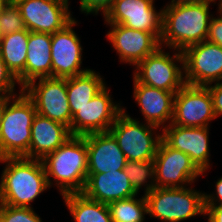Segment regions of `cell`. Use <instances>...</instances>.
Wrapping results in <instances>:
<instances>
[{"instance_id": "17", "label": "cell", "mask_w": 222, "mask_h": 222, "mask_svg": "<svg viewBox=\"0 0 222 222\" xmlns=\"http://www.w3.org/2000/svg\"><path fill=\"white\" fill-rule=\"evenodd\" d=\"M109 25L112 30L106 36L119 54L121 62L136 66L161 46L152 33L127 28L121 24Z\"/></svg>"}, {"instance_id": "32", "label": "cell", "mask_w": 222, "mask_h": 222, "mask_svg": "<svg viewBox=\"0 0 222 222\" xmlns=\"http://www.w3.org/2000/svg\"><path fill=\"white\" fill-rule=\"evenodd\" d=\"M206 41L222 47V15L210 21Z\"/></svg>"}, {"instance_id": "10", "label": "cell", "mask_w": 222, "mask_h": 222, "mask_svg": "<svg viewBox=\"0 0 222 222\" xmlns=\"http://www.w3.org/2000/svg\"><path fill=\"white\" fill-rule=\"evenodd\" d=\"M185 83L207 86L222 80V47L202 41L183 51Z\"/></svg>"}, {"instance_id": "3", "label": "cell", "mask_w": 222, "mask_h": 222, "mask_svg": "<svg viewBox=\"0 0 222 222\" xmlns=\"http://www.w3.org/2000/svg\"><path fill=\"white\" fill-rule=\"evenodd\" d=\"M42 163L49 187L54 177L61 195L82 193L88 174V151L85 136H72L54 152L47 154Z\"/></svg>"}, {"instance_id": "39", "label": "cell", "mask_w": 222, "mask_h": 222, "mask_svg": "<svg viewBox=\"0 0 222 222\" xmlns=\"http://www.w3.org/2000/svg\"><path fill=\"white\" fill-rule=\"evenodd\" d=\"M218 6H219L218 11H219L220 15H222V0L220 1Z\"/></svg>"}, {"instance_id": "1", "label": "cell", "mask_w": 222, "mask_h": 222, "mask_svg": "<svg viewBox=\"0 0 222 222\" xmlns=\"http://www.w3.org/2000/svg\"><path fill=\"white\" fill-rule=\"evenodd\" d=\"M6 167L1 176L0 204L32 208V202L48 187L42 160L25 157H5Z\"/></svg>"}, {"instance_id": "12", "label": "cell", "mask_w": 222, "mask_h": 222, "mask_svg": "<svg viewBox=\"0 0 222 222\" xmlns=\"http://www.w3.org/2000/svg\"><path fill=\"white\" fill-rule=\"evenodd\" d=\"M212 98L207 86L185 84L174 98L172 123L182 127H208L215 119Z\"/></svg>"}, {"instance_id": "33", "label": "cell", "mask_w": 222, "mask_h": 222, "mask_svg": "<svg viewBox=\"0 0 222 222\" xmlns=\"http://www.w3.org/2000/svg\"><path fill=\"white\" fill-rule=\"evenodd\" d=\"M212 98L213 110L215 117L222 115V82L217 83L213 86L207 85Z\"/></svg>"}, {"instance_id": "16", "label": "cell", "mask_w": 222, "mask_h": 222, "mask_svg": "<svg viewBox=\"0 0 222 222\" xmlns=\"http://www.w3.org/2000/svg\"><path fill=\"white\" fill-rule=\"evenodd\" d=\"M166 127V128H165ZM208 127L163 126L162 139L172 148L186 153L204 173L209 167Z\"/></svg>"}, {"instance_id": "5", "label": "cell", "mask_w": 222, "mask_h": 222, "mask_svg": "<svg viewBox=\"0 0 222 222\" xmlns=\"http://www.w3.org/2000/svg\"><path fill=\"white\" fill-rule=\"evenodd\" d=\"M147 212L164 222H179L205 214L204 193L190 188H157L145 194Z\"/></svg>"}, {"instance_id": "34", "label": "cell", "mask_w": 222, "mask_h": 222, "mask_svg": "<svg viewBox=\"0 0 222 222\" xmlns=\"http://www.w3.org/2000/svg\"><path fill=\"white\" fill-rule=\"evenodd\" d=\"M216 192L217 196L214 197L212 195L204 194V206H222V177L216 182ZM215 199L219 201V205H217Z\"/></svg>"}, {"instance_id": "24", "label": "cell", "mask_w": 222, "mask_h": 222, "mask_svg": "<svg viewBox=\"0 0 222 222\" xmlns=\"http://www.w3.org/2000/svg\"><path fill=\"white\" fill-rule=\"evenodd\" d=\"M104 87L103 79L93 70L67 78V97L71 116L91 101Z\"/></svg>"}, {"instance_id": "15", "label": "cell", "mask_w": 222, "mask_h": 222, "mask_svg": "<svg viewBox=\"0 0 222 222\" xmlns=\"http://www.w3.org/2000/svg\"><path fill=\"white\" fill-rule=\"evenodd\" d=\"M75 19L64 29L51 35L52 77L69 78L83 74L90 69H80L82 47L72 27Z\"/></svg>"}, {"instance_id": "14", "label": "cell", "mask_w": 222, "mask_h": 222, "mask_svg": "<svg viewBox=\"0 0 222 222\" xmlns=\"http://www.w3.org/2000/svg\"><path fill=\"white\" fill-rule=\"evenodd\" d=\"M122 111L120 106L112 102L105 86L72 116L70 132L73 136L108 132Z\"/></svg>"}, {"instance_id": "36", "label": "cell", "mask_w": 222, "mask_h": 222, "mask_svg": "<svg viewBox=\"0 0 222 222\" xmlns=\"http://www.w3.org/2000/svg\"><path fill=\"white\" fill-rule=\"evenodd\" d=\"M13 98V96H0V126L3 120V116H4V111L6 108V105L8 103L9 100H11Z\"/></svg>"}, {"instance_id": "27", "label": "cell", "mask_w": 222, "mask_h": 222, "mask_svg": "<svg viewBox=\"0 0 222 222\" xmlns=\"http://www.w3.org/2000/svg\"><path fill=\"white\" fill-rule=\"evenodd\" d=\"M124 172L129 178L132 188L136 193L139 189L147 183V178H151L153 182L147 184L145 188V194L150 193L155 188V172H154V162L153 161H127L124 167Z\"/></svg>"}, {"instance_id": "2", "label": "cell", "mask_w": 222, "mask_h": 222, "mask_svg": "<svg viewBox=\"0 0 222 222\" xmlns=\"http://www.w3.org/2000/svg\"><path fill=\"white\" fill-rule=\"evenodd\" d=\"M209 3H186L166 5L162 10V35L160 45L165 43L177 51L206 41L209 24Z\"/></svg>"}, {"instance_id": "20", "label": "cell", "mask_w": 222, "mask_h": 222, "mask_svg": "<svg viewBox=\"0 0 222 222\" xmlns=\"http://www.w3.org/2000/svg\"><path fill=\"white\" fill-rule=\"evenodd\" d=\"M29 159L42 160L73 135L68 126L36 114L31 126Z\"/></svg>"}, {"instance_id": "29", "label": "cell", "mask_w": 222, "mask_h": 222, "mask_svg": "<svg viewBox=\"0 0 222 222\" xmlns=\"http://www.w3.org/2000/svg\"><path fill=\"white\" fill-rule=\"evenodd\" d=\"M0 222H42L33 208L0 204Z\"/></svg>"}, {"instance_id": "8", "label": "cell", "mask_w": 222, "mask_h": 222, "mask_svg": "<svg viewBox=\"0 0 222 222\" xmlns=\"http://www.w3.org/2000/svg\"><path fill=\"white\" fill-rule=\"evenodd\" d=\"M22 89L34 103L37 114L60 122L70 129L71 110L67 97V78H39ZM27 91V92H26Z\"/></svg>"}, {"instance_id": "23", "label": "cell", "mask_w": 222, "mask_h": 222, "mask_svg": "<svg viewBox=\"0 0 222 222\" xmlns=\"http://www.w3.org/2000/svg\"><path fill=\"white\" fill-rule=\"evenodd\" d=\"M29 31L22 30L0 37V54L8 69L25 86V64L28 52Z\"/></svg>"}, {"instance_id": "22", "label": "cell", "mask_w": 222, "mask_h": 222, "mask_svg": "<svg viewBox=\"0 0 222 222\" xmlns=\"http://www.w3.org/2000/svg\"><path fill=\"white\" fill-rule=\"evenodd\" d=\"M47 77H52L51 34L29 31L25 85Z\"/></svg>"}, {"instance_id": "19", "label": "cell", "mask_w": 222, "mask_h": 222, "mask_svg": "<svg viewBox=\"0 0 222 222\" xmlns=\"http://www.w3.org/2000/svg\"><path fill=\"white\" fill-rule=\"evenodd\" d=\"M82 193L91 200L105 204L137 196L123 169L108 173H88Z\"/></svg>"}, {"instance_id": "26", "label": "cell", "mask_w": 222, "mask_h": 222, "mask_svg": "<svg viewBox=\"0 0 222 222\" xmlns=\"http://www.w3.org/2000/svg\"><path fill=\"white\" fill-rule=\"evenodd\" d=\"M112 222H143L147 212V201L144 197H131L112 201L107 204Z\"/></svg>"}, {"instance_id": "30", "label": "cell", "mask_w": 222, "mask_h": 222, "mask_svg": "<svg viewBox=\"0 0 222 222\" xmlns=\"http://www.w3.org/2000/svg\"><path fill=\"white\" fill-rule=\"evenodd\" d=\"M15 81L18 83V79L8 69L0 54V96H5V94L6 96H15L13 95Z\"/></svg>"}, {"instance_id": "37", "label": "cell", "mask_w": 222, "mask_h": 222, "mask_svg": "<svg viewBox=\"0 0 222 222\" xmlns=\"http://www.w3.org/2000/svg\"><path fill=\"white\" fill-rule=\"evenodd\" d=\"M215 0H171L169 5L186 4V3H211Z\"/></svg>"}, {"instance_id": "35", "label": "cell", "mask_w": 222, "mask_h": 222, "mask_svg": "<svg viewBox=\"0 0 222 222\" xmlns=\"http://www.w3.org/2000/svg\"><path fill=\"white\" fill-rule=\"evenodd\" d=\"M208 222H222V206H205Z\"/></svg>"}, {"instance_id": "6", "label": "cell", "mask_w": 222, "mask_h": 222, "mask_svg": "<svg viewBox=\"0 0 222 222\" xmlns=\"http://www.w3.org/2000/svg\"><path fill=\"white\" fill-rule=\"evenodd\" d=\"M158 127L139 123L125 113L119 114L109 132L116 139L127 161H153L162 135L153 137L152 130Z\"/></svg>"}, {"instance_id": "28", "label": "cell", "mask_w": 222, "mask_h": 222, "mask_svg": "<svg viewBox=\"0 0 222 222\" xmlns=\"http://www.w3.org/2000/svg\"><path fill=\"white\" fill-rule=\"evenodd\" d=\"M22 30H27V28L19 7L13 0H9L0 9V37Z\"/></svg>"}, {"instance_id": "4", "label": "cell", "mask_w": 222, "mask_h": 222, "mask_svg": "<svg viewBox=\"0 0 222 222\" xmlns=\"http://www.w3.org/2000/svg\"><path fill=\"white\" fill-rule=\"evenodd\" d=\"M8 101L0 126V159L5 157L29 158L31 126L37 114L34 103L20 90L18 97ZM10 105V106H9Z\"/></svg>"}, {"instance_id": "31", "label": "cell", "mask_w": 222, "mask_h": 222, "mask_svg": "<svg viewBox=\"0 0 222 222\" xmlns=\"http://www.w3.org/2000/svg\"><path fill=\"white\" fill-rule=\"evenodd\" d=\"M115 0H80V9L85 13L103 12V15L112 6Z\"/></svg>"}, {"instance_id": "38", "label": "cell", "mask_w": 222, "mask_h": 222, "mask_svg": "<svg viewBox=\"0 0 222 222\" xmlns=\"http://www.w3.org/2000/svg\"><path fill=\"white\" fill-rule=\"evenodd\" d=\"M9 0H0V9L8 2Z\"/></svg>"}, {"instance_id": "13", "label": "cell", "mask_w": 222, "mask_h": 222, "mask_svg": "<svg viewBox=\"0 0 222 222\" xmlns=\"http://www.w3.org/2000/svg\"><path fill=\"white\" fill-rule=\"evenodd\" d=\"M30 32L53 34L64 29L74 19L68 10V1L13 0Z\"/></svg>"}, {"instance_id": "9", "label": "cell", "mask_w": 222, "mask_h": 222, "mask_svg": "<svg viewBox=\"0 0 222 222\" xmlns=\"http://www.w3.org/2000/svg\"><path fill=\"white\" fill-rule=\"evenodd\" d=\"M153 162L157 188L185 187L183 184H190L203 174L186 153L170 147L163 139Z\"/></svg>"}, {"instance_id": "18", "label": "cell", "mask_w": 222, "mask_h": 222, "mask_svg": "<svg viewBox=\"0 0 222 222\" xmlns=\"http://www.w3.org/2000/svg\"><path fill=\"white\" fill-rule=\"evenodd\" d=\"M85 140L88 173H108L124 169L127 159L109 131L85 135Z\"/></svg>"}, {"instance_id": "21", "label": "cell", "mask_w": 222, "mask_h": 222, "mask_svg": "<svg viewBox=\"0 0 222 222\" xmlns=\"http://www.w3.org/2000/svg\"><path fill=\"white\" fill-rule=\"evenodd\" d=\"M175 94L147 86L134 79V98L141 108L146 123L159 127L169 119L172 122Z\"/></svg>"}, {"instance_id": "25", "label": "cell", "mask_w": 222, "mask_h": 222, "mask_svg": "<svg viewBox=\"0 0 222 222\" xmlns=\"http://www.w3.org/2000/svg\"><path fill=\"white\" fill-rule=\"evenodd\" d=\"M75 222H112L108 205L87 198L83 193L63 195Z\"/></svg>"}, {"instance_id": "11", "label": "cell", "mask_w": 222, "mask_h": 222, "mask_svg": "<svg viewBox=\"0 0 222 222\" xmlns=\"http://www.w3.org/2000/svg\"><path fill=\"white\" fill-rule=\"evenodd\" d=\"M154 0H115L104 14L108 24L152 33L159 41L162 35L163 13L156 12Z\"/></svg>"}, {"instance_id": "7", "label": "cell", "mask_w": 222, "mask_h": 222, "mask_svg": "<svg viewBox=\"0 0 222 222\" xmlns=\"http://www.w3.org/2000/svg\"><path fill=\"white\" fill-rule=\"evenodd\" d=\"M178 52L171 57L169 53L163 52L160 46L153 54L136 65L133 79L150 87L177 93L186 84L183 77L184 71L182 72L180 66L174 63L175 60L181 62L184 69L183 53Z\"/></svg>"}]
</instances>
